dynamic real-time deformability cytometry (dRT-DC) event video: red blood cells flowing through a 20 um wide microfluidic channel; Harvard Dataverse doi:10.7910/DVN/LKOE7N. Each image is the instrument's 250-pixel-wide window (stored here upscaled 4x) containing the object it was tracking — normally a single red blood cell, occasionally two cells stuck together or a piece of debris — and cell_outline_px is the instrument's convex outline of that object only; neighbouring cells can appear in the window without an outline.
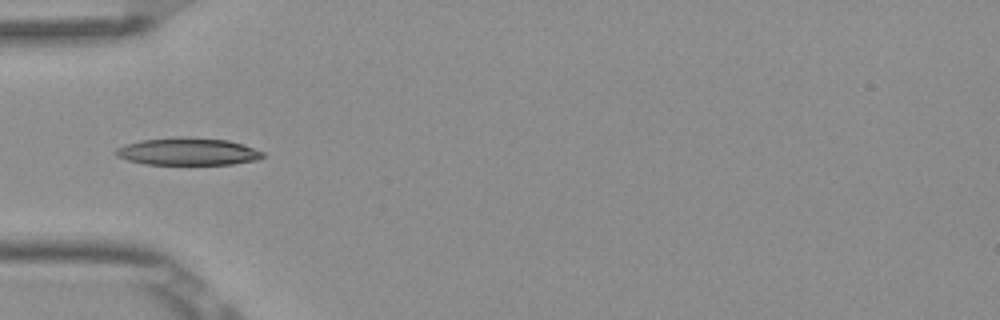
{"species": "Egyptian fruit bat (a non-hibernating species)", "species_latin": "Rousettus aegyptiacus", "temperature_condition": "room temperature", "stored_images_in_passage": 8, "camera_frame_rate_fps": 3000, "um_per_image_px": 0.085, "frame": {"image": 1, "passage_image": 5, "time_ms": 1.333, "image_size_px": [1000, 320], "cell_outline_px": [[264, 156], [256, 160], [232, 164], [144, 164], [128, 160], [116, 156], [112, 152], [116, 148], [140, 140], [180, 136], [228, 140], [244, 144], [264, 152]], "centroid_in_image_um": [15.95, 12.87], "position_along_channel_um": 69.0, "area_um2": 23.52}}
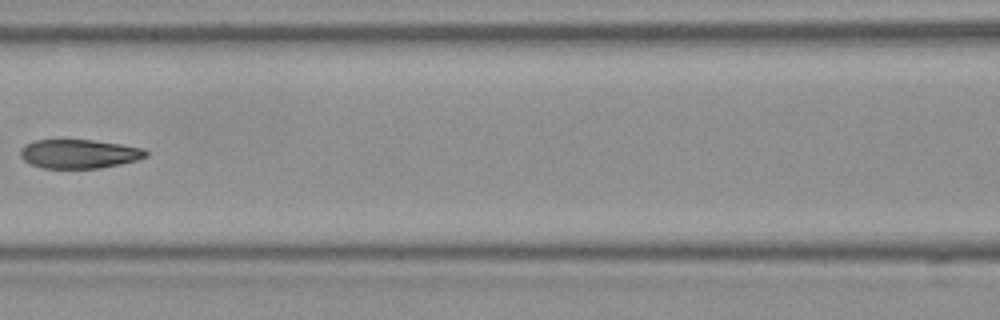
{"frame": {"image": 2, "passage_image": 7, "time_ms": 2.0, "image_size_px": [1000, 320], "cell_outline_px": [[148, 156], [136, 160], [120, 164], [100, 168], [44, 168], [32, 164], [24, 160], [20, 156], [20, 148], [24, 144], [32, 140], [92, 140], [120, 144], [144, 148], [148, 152]], "centroid_in_image_um": [6.71, 13.07], "position_along_channel_um": 159.9, "area_um2": 21.21}}
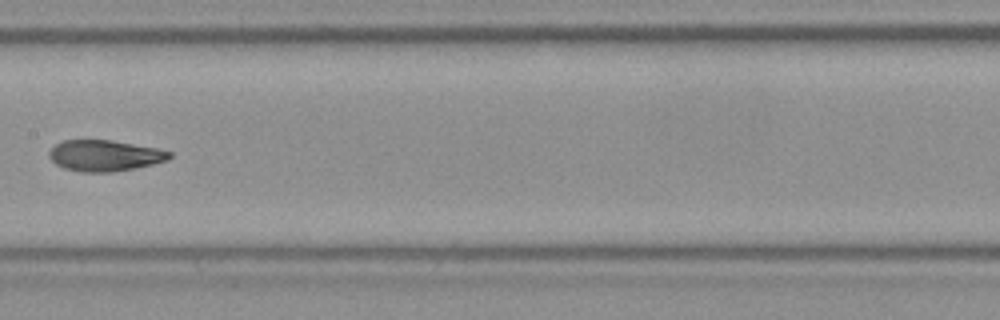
{"frame": {"image": 3, "passage_image": 8, "time_ms": 2.333, "image_size_px": [1000, 320], "cell_outline_px": [[172, 156], [168, 160], [136, 168], [112, 172], [80, 172], [64, 168], [56, 164], [48, 156], [48, 152], [56, 144], [64, 140], [112, 140], [156, 148], [172, 152]], "centroid_in_image_um": [8.9, 13.23], "position_along_channel_um": 198.5, "area_um2": 21.79}}